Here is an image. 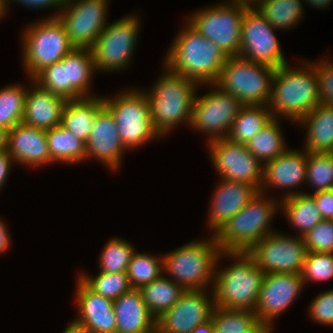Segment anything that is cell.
<instances>
[{"label":"cell","instance_id":"obj_1","mask_svg":"<svg viewBox=\"0 0 333 333\" xmlns=\"http://www.w3.org/2000/svg\"><path fill=\"white\" fill-rule=\"evenodd\" d=\"M186 24L173 40L163 65L199 85L214 84L228 57L213 41Z\"/></svg>","mask_w":333,"mask_h":333},{"label":"cell","instance_id":"obj_2","mask_svg":"<svg viewBox=\"0 0 333 333\" xmlns=\"http://www.w3.org/2000/svg\"><path fill=\"white\" fill-rule=\"evenodd\" d=\"M304 65L291 68L286 64L275 69L267 105L273 118L281 115L295 123L321 103L314 67L308 61Z\"/></svg>","mask_w":333,"mask_h":333},{"label":"cell","instance_id":"obj_3","mask_svg":"<svg viewBox=\"0 0 333 333\" xmlns=\"http://www.w3.org/2000/svg\"><path fill=\"white\" fill-rule=\"evenodd\" d=\"M165 68L166 73L159 77L154 88L147 92L142 90L148 99L152 125L160 137L183 121L190 127L193 102L200 86L167 66Z\"/></svg>","mask_w":333,"mask_h":333},{"label":"cell","instance_id":"obj_4","mask_svg":"<svg viewBox=\"0 0 333 333\" xmlns=\"http://www.w3.org/2000/svg\"><path fill=\"white\" fill-rule=\"evenodd\" d=\"M234 263L224 269L216 266L212 285L215 306L253 310L256 307L265 273L247 252H221Z\"/></svg>","mask_w":333,"mask_h":333},{"label":"cell","instance_id":"obj_5","mask_svg":"<svg viewBox=\"0 0 333 333\" xmlns=\"http://www.w3.org/2000/svg\"><path fill=\"white\" fill-rule=\"evenodd\" d=\"M264 194L259 191L214 234L222 251L248 252L266 235L274 232L271 221L280 204L277 205L278 200L264 197Z\"/></svg>","mask_w":333,"mask_h":333},{"label":"cell","instance_id":"obj_6","mask_svg":"<svg viewBox=\"0 0 333 333\" xmlns=\"http://www.w3.org/2000/svg\"><path fill=\"white\" fill-rule=\"evenodd\" d=\"M221 252L212 234L209 240L192 241L162 256L163 272H169L170 279L184 290H204L213 285Z\"/></svg>","mask_w":333,"mask_h":333},{"label":"cell","instance_id":"obj_7","mask_svg":"<svg viewBox=\"0 0 333 333\" xmlns=\"http://www.w3.org/2000/svg\"><path fill=\"white\" fill-rule=\"evenodd\" d=\"M96 71L91 49L73 48L61 61L45 67L34 78L42 89L65 100L94 97L88 92Z\"/></svg>","mask_w":333,"mask_h":333},{"label":"cell","instance_id":"obj_8","mask_svg":"<svg viewBox=\"0 0 333 333\" xmlns=\"http://www.w3.org/2000/svg\"><path fill=\"white\" fill-rule=\"evenodd\" d=\"M275 69L241 56L228 57L214 85L238 98L243 105L267 106Z\"/></svg>","mask_w":333,"mask_h":333},{"label":"cell","instance_id":"obj_9","mask_svg":"<svg viewBox=\"0 0 333 333\" xmlns=\"http://www.w3.org/2000/svg\"><path fill=\"white\" fill-rule=\"evenodd\" d=\"M250 0H232L199 10L188 23L206 39L213 41L227 57L239 56L241 26Z\"/></svg>","mask_w":333,"mask_h":333},{"label":"cell","instance_id":"obj_10","mask_svg":"<svg viewBox=\"0 0 333 333\" xmlns=\"http://www.w3.org/2000/svg\"><path fill=\"white\" fill-rule=\"evenodd\" d=\"M23 66L29 78L45 67L61 61L74 47L58 18H46L29 25L23 32Z\"/></svg>","mask_w":333,"mask_h":333},{"label":"cell","instance_id":"obj_11","mask_svg":"<svg viewBox=\"0 0 333 333\" xmlns=\"http://www.w3.org/2000/svg\"><path fill=\"white\" fill-rule=\"evenodd\" d=\"M103 102L113 115L119 137L127 150L153 138H161L152 125L148 99L142 90L120 91L113 98L103 97Z\"/></svg>","mask_w":333,"mask_h":333},{"label":"cell","instance_id":"obj_12","mask_svg":"<svg viewBox=\"0 0 333 333\" xmlns=\"http://www.w3.org/2000/svg\"><path fill=\"white\" fill-rule=\"evenodd\" d=\"M137 16L129 15L107 23L91 48L96 70L115 72L127 67L141 28Z\"/></svg>","mask_w":333,"mask_h":333},{"label":"cell","instance_id":"obj_13","mask_svg":"<svg viewBox=\"0 0 333 333\" xmlns=\"http://www.w3.org/2000/svg\"><path fill=\"white\" fill-rule=\"evenodd\" d=\"M108 0H68L48 18H58L74 48L91 49L107 26Z\"/></svg>","mask_w":333,"mask_h":333},{"label":"cell","instance_id":"obj_14","mask_svg":"<svg viewBox=\"0 0 333 333\" xmlns=\"http://www.w3.org/2000/svg\"><path fill=\"white\" fill-rule=\"evenodd\" d=\"M247 253L265 274H301L308 251L302 236L294 238L275 231Z\"/></svg>","mask_w":333,"mask_h":333},{"label":"cell","instance_id":"obj_15","mask_svg":"<svg viewBox=\"0 0 333 333\" xmlns=\"http://www.w3.org/2000/svg\"><path fill=\"white\" fill-rule=\"evenodd\" d=\"M213 89L201 97L195 95L190 127L209 135V142L226 138L234 119L244 106L232 94L220 90L214 84ZM216 88V89H215Z\"/></svg>","mask_w":333,"mask_h":333},{"label":"cell","instance_id":"obj_16","mask_svg":"<svg viewBox=\"0 0 333 333\" xmlns=\"http://www.w3.org/2000/svg\"><path fill=\"white\" fill-rule=\"evenodd\" d=\"M275 29L251 4L242 21L239 56L275 68L288 64L274 33Z\"/></svg>","mask_w":333,"mask_h":333},{"label":"cell","instance_id":"obj_17","mask_svg":"<svg viewBox=\"0 0 333 333\" xmlns=\"http://www.w3.org/2000/svg\"><path fill=\"white\" fill-rule=\"evenodd\" d=\"M209 154L220 178L254 185L259 191L263 179V165L248 151L245 144L227 138L208 142Z\"/></svg>","mask_w":333,"mask_h":333},{"label":"cell","instance_id":"obj_18","mask_svg":"<svg viewBox=\"0 0 333 333\" xmlns=\"http://www.w3.org/2000/svg\"><path fill=\"white\" fill-rule=\"evenodd\" d=\"M206 290H185L179 300L156 319V328L161 333H191L211 319L215 308L213 293Z\"/></svg>","mask_w":333,"mask_h":333},{"label":"cell","instance_id":"obj_19","mask_svg":"<svg viewBox=\"0 0 333 333\" xmlns=\"http://www.w3.org/2000/svg\"><path fill=\"white\" fill-rule=\"evenodd\" d=\"M304 282L300 274H265L254 312L259 321L273 323L276 317L296 301L303 291Z\"/></svg>","mask_w":333,"mask_h":333},{"label":"cell","instance_id":"obj_20","mask_svg":"<svg viewBox=\"0 0 333 333\" xmlns=\"http://www.w3.org/2000/svg\"><path fill=\"white\" fill-rule=\"evenodd\" d=\"M124 151L127 149L121 142L113 115L104 106L97 113L86 142V160L95 157L109 170H116L120 167Z\"/></svg>","mask_w":333,"mask_h":333},{"label":"cell","instance_id":"obj_21","mask_svg":"<svg viewBox=\"0 0 333 333\" xmlns=\"http://www.w3.org/2000/svg\"><path fill=\"white\" fill-rule=\"evenodd\" d=\"M307 163V151L303 153L288 148L284 153L263 165V179L260 192L264 193L269 186L270 188H286V191H289H287V194L285 192L282 199L303 193L299 191L294 192L292 188L300 187L302 182H306Z\"/></svg>","mask_w":333,"mask_h":333},{"label":"cell","instance_id":"obj_22","mask_svg":"<svg viewBox=\"0 0 333 333\" xmlns=\"http://www.w3.org/2000/svg\"><path fill=\"white\" fill-rule=\"evenodd\" d=\"M6 151L14 162L21 165L39 167L52 163L47 146L46 130L23 122L7 131Z\"/></svg>","mask_w":333,"mask_h":333},{"label":"cell","instance_id":"obj_23","mask_svg":"<svg viewBox=\"0 0 333 333\" xmlns=\"http://www.w3.org/2000/svg\"><path fill=\"white\" fill-rule=\"evenodd\" d=\"M76 284L75 302L79 313L74 321L91 333H116L113 300L94 293L79 278Z\"/></svg>","mask_w":333,"mask_h":333},{"label":"cell","instance_id":"obj_24","mask_svg":"<svg viewBox=\"0 0 333 333\" xmlns=\"http://www.w3.org/2000/svg\"><path fill=\"white\" fill-rule=\"evenodd\" d=\"M209 208V228L213 235L258 194L254 185L220 179Z\"/></svg>","mask_w":333,"mask_h":333},{"label":"cell","instance_id":"obj_25","mask_svg":"<svg viewBox=\"0 0 333 333\" xmlns=\"http://www.w3.org/2000/svg\"><path fill=\"white\" fill-rule=\"evenodd\" d=\"M29 82L32 85H30L31 89L27 87L22 122L42 130L61 125L62 113L67 100L42 89L32 78Z\"/></svg>","mask_w":333,"mask_h":333},{"label":"cell","instance_id":"obj_26","mask_svg":"<svg viewBox=\"0 0 333 333\" xmlns=\"http://www.w3.org/2000/svg\"><path fill=\"white\" fill-rule=\"evenodd\" d=\"M116 333H149L156 328V318L146 307L139 289L132 288L113 300Z\"/></svg>","mask_w":333,"mask_h":333},{"label":"cell","instance_id":"obj_27","mask_svg":"<svg viewBox=\"0 0 333 333\" xmlns=\"http://www.w3.org/2000/svg\"><path fill=\"white\" fill-rule=\"evenodd\" d=\"M298 123L307 127L303 151L330 153L333 149V108L320 103Z\"/></svg>","mask_w":333,"mask_h":333},{"label":"cell","instance_id":"obj_28","mask_svg":"<svg viewBox=\"0 0 333 333\" xmlns=\"http://www.w3.org/2000/svg\"><path fill=\"white\" fill-rule=\"evenodd\" d=\"M103 107V98L99 96L67 100L62 113L61 126L86 143L95 117Z\"/></svg>","mask_w":333,"mask_h":333},{"label":"cell","instance_id":"obj_29","mask_svg":"<svg viewBox=\"0 0 333 333\" xmlns=\"http://www.w3.org/2000/svg\"><path fill=\"white\" fill-rule=\"evenodd\" d=\"M280 207L290 224L304 236L322 219L311 193H299L281 199Z\"/></svg>","mask_w":333,"mask_h":333},{"label":"cell","instance_id":"obj_30","mask_svg":"<svg viewBox=\"0 0 333 333\" xmlns=\"http://www.w3.org/2000/svg\"><path fill=\"white\" fill-rule=\"evenodd\" d=\"M46 138L52 163L73 164L86 160V143L61 125L46 130Z\"/></svg>","mask_w":333,"mask_h":333},{"label":"cell","instance_id":"obj_31","mask_svg":"<svg viewBox=\"0 0 333 333\" xmlns=\"http://www.w3.org/2000/svg\"><path fill=\"white\" fill-rule=\"evenodd\" d=\"M272 119L268 106L244 105L234 119L226 138L246 145Z\"/></svg>","mask_w":333,"mask_h":333},{"label":"cell","instance_id":"obj_32","mask_svg":"<svg viewBox=\"0 0 333 333\" xmlns=\"http://www.w3.org/2000/svg\"><path fill=\"white\" fill-rule=\"evenodd\" d=\"M139 291L149 312L157 319L179 300L185 290L162 274L151 283L141 286Z\"/></svg>","mask_w":333,"mask_h":333},{"label":"cell","instance_id":"obj_33","mask_svg":"<svg viewBox=\"0 0 333 333\" xmlns=\"http://www.w3.org/2000/svg\"><path fill=\"white\" fill-rule=\"evenodd\" d=\"M253 7L276 29L298 24L303 17L301 0H250ZM256 5V6H255Z\"/></svg>","mask_w":333,"mask_h":333},{"label":"cell","instance_id":"obj_34","mask_svg":"<svg viewBox=\"0 0 333 333\" xmlns=\"http://www.w3.org/2000/svg\"><path fill=\"white\" fill-rule=\"evenodd\" d=\"M279 118H273L247 144L248 151L262 164L275 159L287 148L280 129Z\"/></svg>","mask_w":333,"mask_h":333},{"label":"cell","instance_id":"obj_35","mask_svg":"<svg viewBox=\"0 0 333 333\" xmlns=\"http://www.w3.org/2000/svg\"><path fill=\"white\" fill-rule=\"evenodd\" d=\"M27 89L19 84L0 90V128L9 131L22 122Z\"/></svg>","mask_w":333,"mask_h":333},{"label":"cell","instance_id":"obj_36","mask_svg":"<svg viewBox=\"0 0 333 333\" xmlns=\"http://www.w3.org/2000/svg\"><path fill=\"white\" fill-rule=\"evenodd\" d=\"M211 321L214 333H246L258 322L253 310L226 309L215 306Z\"/></svg>","mask_w":333,"mask_h":333},{"label":"cell","instance_id":"obj_37","mask_svg":"<svg viewBox=\"0 0 333 333\" xmlns=\"http://www.w3.org/2000/svg\"><path fill=\"white\" fill-rule=\"evenodd\" d=\"M163 258L151 254L137 253L135 251L131 257L127 276L132 288L139 289L141 286L151 283L162 275Z\"/></svg>","mask_w":333,"mask_h":333},{"label":"cell","instance_id":"obj_38","mask_svg":"<svg viewBox=\"0 0 333 333\" xmlns=\"http://www.w3.org/2000/svg\"><path fill=\"white\" fill-rule=\"evenodd\" d=\"M135 248L124 239L112 238L105 245L99 257L100 272L105 273H127L128 266Z\"/></svg>","mask_w":333,"mask_h":333},{"label":"cell","instance_id":"obj_39","mask_svg":"<svg viewBox=\"0 0 333 333\" xmlns=\"http://www.w3.org/2000/svg\"><path fill=\"white\" fill-rule=\"evenodd\" d=\"M79 279L94 293L115 300L132 289L127 273L114 274L100 272L97 276L80 273Z\"/></svg>","mask_w":333,"mask_h":333},{"label":"cell","instance_id":"obj_40","mask_svg":"<svg viewBox=\"0 0 333 333\" xmlns=\"http://www.w3.org/2000/svg\"><path fill=\"white\" fill-rule=\"evenodd\" d=\"M316 192L333 190V157L330 153L308 152L306 183Z\"/></svg>","mask_w":333,"mask_h":333},{"label":"cell","instance_id":"obj_41","mask_svg":"<svg viewBox=\"0 0 333 333\" xmlns=\"http://www.w3.org/2000/svg\"><path fill=\"white\" fill-rule=\"evenodd\" d=\"M300 275L304 284L332 279L333 253L308 252Z\"/></svg>","mask_w":333,"mask_h":333},{"label":"cell","instance_id":"obj_42","mask_svg":"<svg viewBox=\"0 0 333 333\" xmlns=\"http://www.w3.org/2000/svg\"><path fill=\"white\" fill-rule=\"evenodd\" d=\"M303 239L308 252L333 253V220H321Z\"/></svg>","mask_w":333,"mask_h":333},{"label":"cell","instance_id":"obj_43","mask_svg":"<svg viewBox=\"0 0 333 333\" xmlns=\"http://www.w3.org/2000/svg\"><path fill=\"white\" fill-rule=\"evenodd\" d=\"M331 59L310 63L317 74L321 103L333 108V63Z\"/></svg>","mask_w":333,"mask_h":333},{"label":"cell","instance_id":"obj_44","mask_svg":"<svg viewBox=\"0 0 333 333\" xmlns=\"http://www.w3.org/2000/svg\"><path fill=\"white\" fill-rule=\"evenodd\" d=\"M308 312L316 323L333 326V289L316 296Z\"/></svg>","mask_w":333,"mask_h":333},{"label":"cell","instance_id":"obj_45","mask_svg":"<svg viewBox=\"0 0 333 333\" xmlns=\"http://www.w3.org/2000/svg\"><path fill=\"white\" fill-rule=\"evenodd\" d=\"M311 195L314 197L322 219L333 220V190L320 191Z\"/></svg>","mask_w":333,"mask_h":333},{"label":"cell","instance_id":"obj_46","mask_svg":"<svg viewBox=\"0 0 333 333\" xmlns=\"http://www.w3.org/2000/svg\"><path fill=\"white\" fill-rule=\"evenodd\" d=\"M11 1L15 3H20L21 5L26 6L27 8H34V9H39V8H54L55 9H60L63 6V2L61 0H6V4H9Z\"/></svg>","mask_w":333,"mask_h":333},{"label":"cell","instance_id":"obj_47","mask_svg":"<svg viewBox=\"0 0 333 333\" xmlns=\"http://www.w3.org/2000/svg\"><path fill=\"white\" fill-rule=\"evenodd\" d=\"M12 163H14V161L7 151L0 152V189H3V185L6 183Z\"/></svg>","mask_w":333,"mask_h":333},{"label":"cell","instance_id":"obj_48","mask_svg":"<svg viewBox=\"0 0 333 333\" xmlns=\"http://www.w3.org/2000/svg\"><path fill=\"white\" fill-rule=\"evenodd\" d=\"M10 245V233H8L7 226L0 219V254L9 249Z\"/></svg>","mask_w":333,"mask_h":333},{"label":"cell","instance_id":"obj_49","mask_svg":"<svg viewBox=\"0 0 333 333\" xmlns=\"http://www.w3.org/2000/svg\"><path fill=\"white\" fill-rule=\"evenodd\" d=\"M273 323L259 321L253 328L246 333H272Z\"/></svg>","mask_w":333,"mask_h":333},{"label":"cell","instance_id":"obj_50","mask_svg":"<svg viewBox=\"0 0 333 333\" xmlns=\"http://www.w3.org/2000/svg\"><path fill=\"white\" fill-rule=\"evenodd\" d=\"M63 333H91L85 326L73 321L63 331Z\"/></svg>","mask_w":333,"mask_h":333},{"label":"cell","instance_id":"obj_51","mask_svg":"<svg viewBox=\"0 0 333 333\" xmlns=\"http://www.w3.org/2000/svg\"><path fill=\"white\" fill-rule=\"evenodd\" d=\"M191 333H214V328L211 319L199 326H196L191 331Z\"/></svg>","mask_w":333,"mask_h":333},{"label":"cell","instance_id":"obj_52","mask_svg":"<svg viewBox=\"0 0 333 333\" xmlns=\"http://www.w3.org/2000/svg\"><path fill=\"white\" fill-rule=\"evenodd\" d=\"M309 5L316 7V8H326L329 6L333 0H304ZM331 2V3H330Z\"/></svg>","mask_w":333,"mask_h":333},{"label":"cell","instance_id":"obj_53","mask_svg":"<svg viewBox=\"0 0 333 333\" xmlns=\"http://www.w3.org/2000/svg\"><path fill=\"white\" fill-rule=\"evenodd\" d=\"M7 150V131L0 128V152Z\"/></svg>","mask_w":333,"mask_h":333},{"label":"cell","instance_id":"obj_54","mask_svg":"<svg viewBox=\"0 0 333 333\" xmlns=\"http://www.w3.org/2000/svg\"><path fill=\"white\" fill-rule=\"evenodd\" d=\"M7 8L8 5L6 4V0H0V19L4 17Z\"/></svg>","mask_w":333,"mask_h":333},{"label":"cell","instance_id":"obj_55","mask_svg":"<svg viewBox=\"0 0 333 333\" xmlns=\"http://www.w3.org/2000/svg\"><path fill=\"white\" fill-rule=\"evenodd\" d=\"M149 333H161V332L157 328H155L153 331H151Z\"/></svg>","mask_w":333,"mask_h":333}]
</instances>
